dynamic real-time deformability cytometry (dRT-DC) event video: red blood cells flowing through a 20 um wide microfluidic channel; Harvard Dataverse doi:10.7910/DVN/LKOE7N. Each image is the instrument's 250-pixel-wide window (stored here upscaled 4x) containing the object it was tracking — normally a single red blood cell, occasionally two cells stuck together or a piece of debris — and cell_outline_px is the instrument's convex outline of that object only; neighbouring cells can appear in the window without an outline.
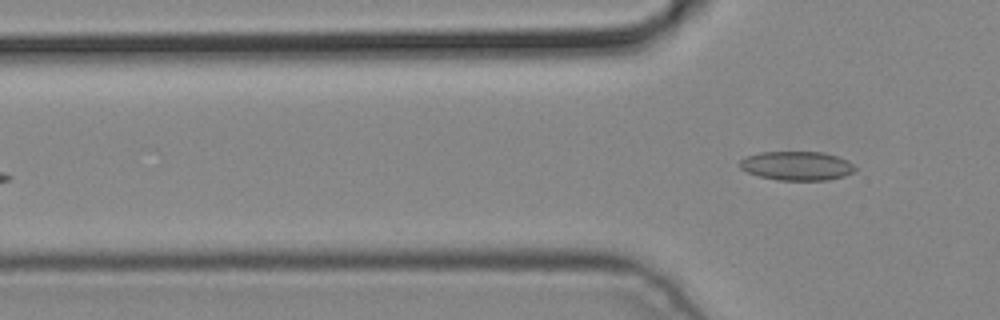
{"species": "common noctule bat (a hibernating species)", "species_latin": "Nyctalus noctula", "temperature_condition": "cold", "stored_images_in_passage": 5, "camera_frame_rate_fps": 3000, "um_per_image_px": 0.085, "animal": {"sex": "male", "body_mass_g": 19.2, "forearm_length_mm": 51.8}, "frame": {"image": 1, "passage_image": 5, "time_ms": 1.333, "image_size_px": [1000, 320], "cell_outline_px": [[856, 168], [852, 172], [844, 176], [828, 180], [776, 180], [760, 176], [748, 172], [740, 168], [740, 160], [748, 156], [760, 152], [824, 152], [848, 160]], "centroid_in_image_um": [67.74, 14.09], "position_along_channel_um": 58.1, "area_um2": 19.36}}